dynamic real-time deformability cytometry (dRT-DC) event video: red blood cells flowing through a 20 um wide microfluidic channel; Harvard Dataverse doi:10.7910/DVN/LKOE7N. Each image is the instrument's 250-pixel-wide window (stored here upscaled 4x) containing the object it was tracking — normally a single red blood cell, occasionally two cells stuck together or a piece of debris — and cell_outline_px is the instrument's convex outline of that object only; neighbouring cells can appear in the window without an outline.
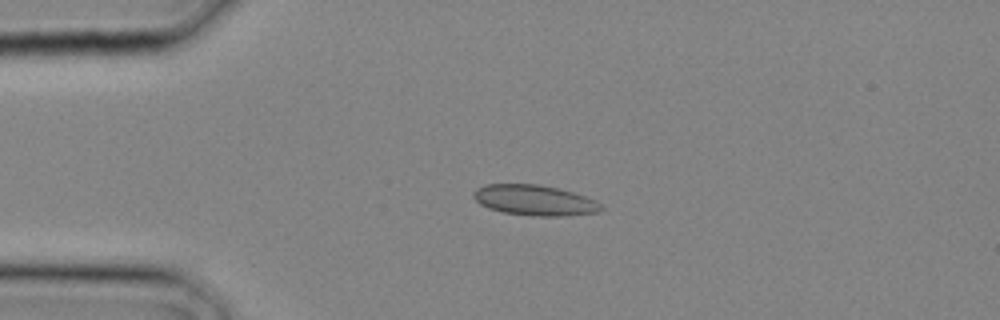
{"species": "common noctule bat (a hibernating species)", "species_latin": "Nyctalus noctula", "temperature_condition": "cold", "stored_images_in_passage": 1, "camera_frame_rate_fps": 3000, "um_per_image_px": 0.085, "animal": {"sex": "male", "body_mass_g": 20.4}, "frame": {"image": 1, "passage_image": 1, "time_ms": 0.0, "image_size_px": [1000, 320], "cell_outline_px": [[604, 208], [600, 212], [564, 216], [532, 216], [504, 212], [488, 208], [480, 204], [472, 196], [472, 192], [476, 188], [484, 184], [540, 184], [572, 192], [596, 200]], "centroid_in_image_um": [45.42, 17.02], "position_along_channel_um": 39.6, "area_um2": 22.77}}